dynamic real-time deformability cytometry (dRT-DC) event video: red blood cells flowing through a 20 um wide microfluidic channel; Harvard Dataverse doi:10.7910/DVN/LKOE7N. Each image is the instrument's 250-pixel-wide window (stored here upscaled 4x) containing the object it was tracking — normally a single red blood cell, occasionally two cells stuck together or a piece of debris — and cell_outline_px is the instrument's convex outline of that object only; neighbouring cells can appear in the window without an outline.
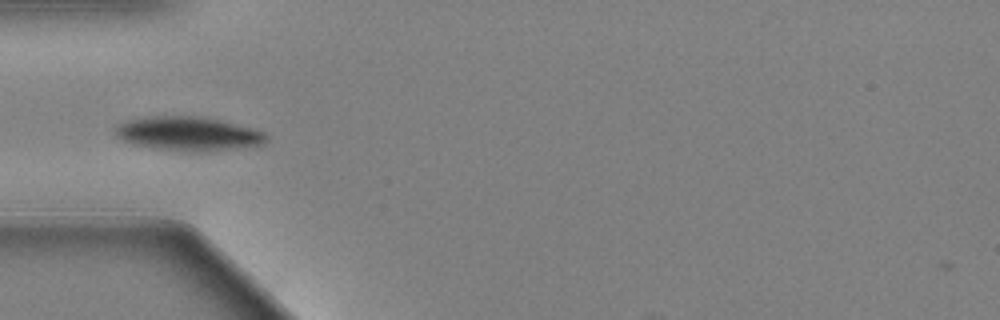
{"species": "Egyptian fruit bat (a non-hibernating species)", "species_latin": "Rousettus aegyptiacus", "temperature_condition": "warm", "stored_images_in_passage": 43, "camera_frame_rate_fps": 3000, "um_per_image_px": 0.085, "animal": {"sex": "female"}, "frame": {"image": 1, "passage_image": 1, "time_ms": 0.0, "image_size_px": [1000, 320], "cell_outline_px": [[268, 140], [264, 144], [256, 148], [212, 152], [180, 152], [152, 148], [132, 144], [120, 140], [112, 132], [112, 128], [116, 124], [128, 120], [152, 116], [200, 116], [220, 120], [252, 128], [264, 132], [268, 136]], "centroid_in_image_um": [16.03, 11.41], "position_along_channel_um": 69.0, "area_um2": 31.21}}
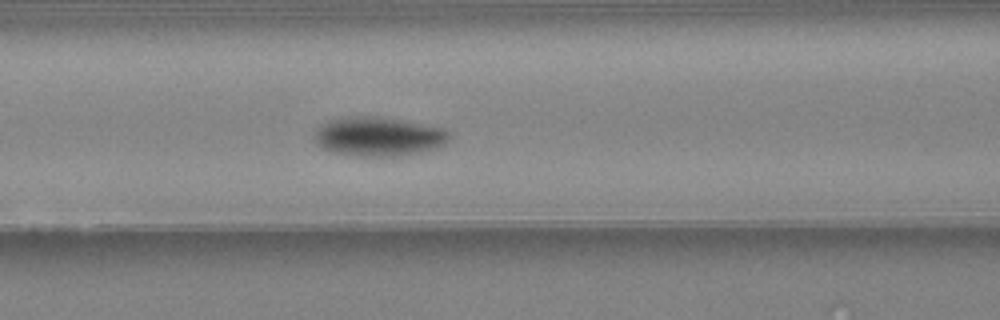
{"frame": {"image": 2, "passage_image": 7, "time_ms": 2.0, "image_size_px": [1000, 320], "cell_outline_px": [[452, 136], [444, 144], [420, 152], [400, 156], [352, 156], [332, 152], [324, 148], [316, 140], [316, 128], [320, 124], [328, 120], [348, 116], [384, 116], [444, 128], [452, 132]], "centroid_in_image_um": [32.2, 11.58], "position_along_channel_um": 134.4, "area_um2": 31.04}}
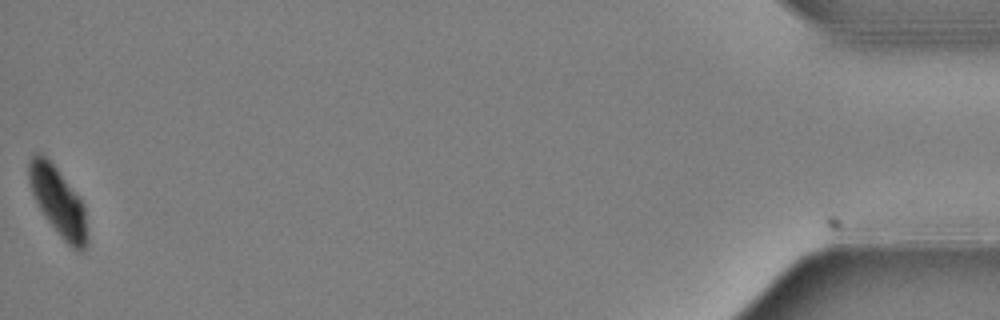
{"frame": {"image": 3, "passage_image": 43, "time_ms": 14.0, "image_size_px": [1000, 320], "cell_outline_px": [[88, 244], [84, 252], [76, 252], [60, 236], [44, 216], [32, 192], [28, 180], [28, 160], [36, 152], [40, 152], [56, 168], [84, 204], [88, 236]], "centroid_in_image_um": [4.96, 17.18], "position_along_channel_um": 430.2, "area_um2": 23.24}, "authors_computed_cell_mechanics": {"area_um2": 29.5358, "velocity_mm_per_s": 3.2751, "shape_relaxation_time_tau1_ms": 1.4485, "shape_relaxation_time_tau2_ms": null, "deformation_change_tau1": 0.1078, "deformation_change_tau2": null}}